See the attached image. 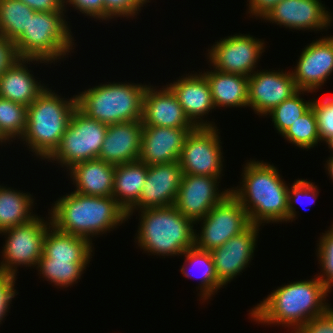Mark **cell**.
<instances>
[{"label":"cell","mask_w":333,"mask_h":333,"mask_svg":"<svg viewBox=\"0 0 333 333\" xmlns=\"http://www.w3.org/2000/svg\"><path fill=\"white\" fill-rule=\"evenodd\" d=\"M36 216L28 223L5 229V244L1 251L0 272L17 276L19 267L37 268L43 255V242L48 227L52 224L50 215Z\"/></svg>","instance_id":"obj_9"},{"label":"cell","mask_w":333,"mask_h":333,"mask_svg":"<svg viewBox=\"0 0 333 333\" xmlns=\"http://www.w3.org/2000/svg\"><path fill=\"white\" fill-rule=\"evenodd\" d=\"M34 13L20 0H0V36L14 42L28 28Z\"/></svg>","instance_id":"obj_31"},{"label":"cell","mask_w":333,"mask_h":333,"mask_svg":"<svg viewBox=\"0 0 333 333\" xmlns=\"http://www.w3.org/2000/svg\"><path fill=\"white\" fill-rule=\"evenodd\" d=\"M192 72L184 73L166 85L176 95L185 114L196 127H217L214 120L205 119L215 110L210 85L202 72Z\"/></svg>","instance_id":"obj_19"},{"label":"cell","mask_w":333,"mask_h":333,"mask_svg":"<svg viewBox=\"0 0 333 333\" xmlns=\"http://www.w3.org/2000/svg\"><path fill=\"white\" fill-rule=\"evenodd\" d=\"M64 9L67 6L76 9L80 14H84L90 18L105 21V5L104 0H63Z\"/></svg>","instance_id":"obj_40"},{"label":"cell","mask_w":333,"mask_h":333,"mask_svg":"<svg viewBox=\"0 0 333 333\" xmlns=\"http://www.w3.org/2000/svg\"><path fill=\"white\" fill-rule=\"evenodd\" d=\"M242 168L240 185L231 194L247 211L251 224L287 223L289 184L272 163L250 159Z\"/></svg>","instance_id":"obj_2"},{"label":"cell","mask_w":333,"mask_h":333,"mask_svg":"<svg viewBox=\"0 0 333 333\" xmlns=\"http://www.w3.org/2000/svg\"><path fill=\"white\" fill-rule=\"evenodd\" d=\"M294 333H333V306L323 314L310 319Z\"/></svg>","instance_id":"obj_41"},{"label":"cell","mask_w":333,"mask_h":333,"mask_svg":"<svg viewBox=\"0 0 333 333\" xmlns=\"http://www.w3.org/2000/svg\"><path fill=\"white\" fill-rule=\"evenodd\" d=\"M55 91L46 87L28 106L27 126L20 139L39 161L47 159L58 147L77 108L76 94L62 98Z\"/></svg>","instance_id":"obj_4"},{"label":"cell","mask_w":333,"mask_h":333,"mask_svg":"<svg viewBox=\"0 0 333 333\" xmlns=\"http://www.w3.org/2000/svg\"><path fill=\"white\" fill-rule=\"evenodd\" d=\"M32 63L47 65V62L38 59L18 58L5 70L0 76V98L28 107L46 89L48 85L37 80L39 78L28 68Z\"/></svg>","instance_id":"obj_23"},{"label":"cell","mask_w":333,"mask_h":333,"mask_svg":"<svg viewBox=\"0 0 333 333\" xmlns=\"http://www.w3.org/2000/svg\"><path fill=\"white\" fill-rule=\"evenodd\" d=\"M328 149L331 151L330 156L333 155V135L329 136L324 142ZM332 153V154H331Z\"/></svg>","instance_id":"obj_46"},{"label":"cell","mask_w":333,"mask_h":333,"mask_svg":"<svg viewBox=\"0 0 333 333\" xmlns=\"http://www.w3.org/2000/svg\"><path fill=\"white\" fill-rule=\"evenodd\" d=\"M203 72L212 94L215 109L224 108H247L248 107V77L219 72L212 67Z\"/></svg>","instance_id":"obj_25"},{"label":"cell","mask_w":333,"mask_h":333,"mask_svg":"<svg viewBox=\"0 0 333 333\" xmlns=\"http://www.w3.org/2000/svg\"><path fill=\"white\" fill-rule=\"evenodd\" d=\"M329 230L322 232L317 240L316 256L318 264L321 267L320 273L316 276L322 283L332 291L333 287V222L328 228ZM322 272V273H321Z\"/></svg>","instance_id":"obj_36"},{"label":"cell","mask_w":333,"mask_h":333,"mask_svg":"<svg viewBox=\"0 0 333 333\" xmlns=\"http://www.w3.org/2000/svg\"><path fill=\"white\" fill-rule=\"evenodd\" d=\"M265 41L249 34L237 33L220 38L207 49L208 65L219 72L249 77L258 67Z\"/></svg>","instance_id":"obj_11"},{"label":"cell","mask_w":333,"mask_h":333,"mask_svg":"<svg viewBox=\"0 0 333 333\" xmlns=\"http://www.w3.org/2000/svg\"><path fill=\"white\" fill-rule=\"evenodd\" d=\"M195 224L200 225L199 231L195 229V246L211 252L245 231L251 222L247 211L230 193Z\"/></svg>","instance_id":"obj_10"},{"label":"cell","mask_w":333,"mask_h":333,"mask_svg":"<svg viewBox=\"0 0 333 333\" xmlns=\"http://www.w3.org/2000/svg\"><path fill=\"white\" fill-rule=\"evenodd\" d=\"M217 128L196 127L187 135L178 160L183 175H224V153Z\"/></svg>","instance_id":"obj_12"},{"label":"cell","mask_w":333,"mask_h":333,"mask_svg":"<svg viewBox=\"0 0 333 333\" xmlns=\"http://www.w3.org/2000/svg\"><path fill=\"white\" fill-rule=\"evenodd\" d=\"M324 168L326 170L325 172H327L329 178L332 179V182H333V155L328 157Z\"/></svg>","instance_id":"obj_45"},{"label":"cell","mask_w":333,"mask_h":333,"mask_svg":"<svg viewBox=\"0 0 333 333\" xmlns=\"http://www.w3.org/2000/svg\"><path fill=\"white\" fill-rule=\"evenodd\" d=\"M9 142V143H8ZM7 143H8V145L11 143L3 134H2V132H1V130H0V145H1V147H2V144L4 145V144H6L7 145Z\"/></svg>","instance_id":"obj_47"},{"label":"cell","mask_w":333,"mask_h":333,"mask_svg":"<svg viewBox=\"0 0 333 333\" xmlns=\"http://www.w3.org/2000/svg\"><path fill=\"white\" fill-rule=\"evenodd\" d=\"M69 193L58 197L48 211L52 225L60 231L94 244L95 236L110 233L128 222L126 211L113 197Z\"/></svg>","instance_id":"obj_3"},{"label":"cell","mask_w":333,"mask_h":333,"mask_svg":"<svg viewBox=\"0 0 333 333\" xmlns=\"http://www.w3.org/2000/svg\"><path fill=\"white\" fill-rule=\"evenodd\" d=\"M305 93L313 94L310 91L299 90L265 115L271 117L274 130L280 135L312 107V99L307 101L302 98V94Z\"/></svg>","instance_id":"obj_32"},{"label":"cell","mask_w":333,"mask_h":333,"mask_svg":"<svg viewBox=\"0 0 333 333\" xmlns=\"http://www.w3.org/2000/svg\"><path fill=\"white\" fill-rule=\"evenodd\" d=\"M35 12H66L63 0H20Z\"/></svg>","instance_id":"obj_44"},{"label":"cell","mask_w":333,"mask_h":333,"mask_svg":"<svg viewBox=\"0 0 333 333\" xmlns=\"http://www.w3.org/2000/svg\"><path fill=\"white\" fill-rule=\"evenodd\" d=\"M91 260H50L41 256L36 270L49 284L57 289L68 288L78 283Z\"/></svg>","instance_id":"obj_30"},{"label":"cell","mask_w":333,"mask_h":333,"mask_svg":"<svg viewBox=\"0 0 333 333\" xmlns=\"http://www.w3.org/2000/svg\"><path fill=\"white\" fill-rule=\"evenodd\" d=\"M194 129L143 124L139 160L147 165L178 162L186 137Z\"/></svg>","instance_id":"obj_21"},{"label":"cell","mask_w":333,"mask_h":333,"mask_svg":"<svg viewBox=\"0 0 333 333\" xmlns=\"http://www.w3.org/2000/svg\"><path fill=\"white\" fill-rule=\"evenodd\" d=\"M17 277L0 272V325L6 319L12 300L19 293L15 289Z\"/></svg>","instance_id":"obj_39"},{"label":"cell","mask_w":333,"mask_h":333,"mask_svg":"<svg viewBox=\"0 0 333 333\" xmlns=\"http://www.w3.org/2000/svg\"><path fill=\"white\" fill-rule=\"evenodd\" d=\"M298 57L291 69L298 89L317 93L333 73V35L312 40Z\"/></svg>","instance_id":"obj_15"},{"label":"cell","mask_w":333,"mask_h":333,"mask_svg":"<svg viewBox=\"0 0 333 333\" xmlns=\"http://www.w3.org/2000/svg\"><path fill=\"white\" fill-rule=\"evenodd\" d=\"M135 243L148 255L180 256L195 246V223L174 205L138 211Z\"/></svg>","instance_id":"obj_5"},{"label":"cell","mask_w":333,"mask_h":333,"mask_svg":"<svg viewBox=\"0 0 333 333\" xmlns=\"http://www.w3.org/2000/svg\"><path fill=\"white\" fill-rule=\"evenodd\" d=\"M146 87L141 82L101 83L78 92L77 107L89 118L107 126L141 120Z\"/></svg>","instance_id":"obj_6"},{"label":"cell","mask_w":333,"mask_h":333,"mask_svg":"<svg viewBox=\"0 0 333 333\" xmlns=\"http://www.w3.org/2000/svg\"><path fill=\"white\" fill-rule=\"evenodd\" d=\"M19 56L14 42L0 36V76L8 69Z\"/></svg>","instance_id":"obj_42"},{"label":"cell","mask_w":333,"mask_h":333,"mask_svg":"<svg viewBox=\"0 0 333 333\" xmlns=\"http://www.w3.org/2000/svg\"><path fill=\"white\" fill-rule=\"evenodd\" d=\"M312 108L317 120L320 141L324 142L333 135V96L312 99Z\"/></svg>","instance_id":"obj_37"},{"label":"cell","mask_w":333,"mask_h":333,"mask_svg":"<svg viewBox=\"0 0 333 333\" xmlns=\"http://www.w3.org/2000/svg\"><path fill=\"white\" fill-rule=\"evenodd\" d=\"M151 0H104L105 22L111 19L117 20L118 17L132 20L141 13L142 7L150 3ZM144 5V6H143Z\"/></svg>","instance_id":"obj_38"},{"label":"cell","mask_w":333,"mask_h":333,"mask_svg":"<svg viewBox=\"0 0 333 333\" xmlns=\"http://www.w3.org/2000/svg\"><path fill=\"white\" fill-rule=\"evenodd\" d=\"M260 229V226L251 224L245 231L211 251L217 280L223 287L251 264Z\"/></svg>","instance_id":"obj_17"},{"label":"cell","mask_w":333,"mask_h":333,"mask_svg":"<svg viewBox=\"0 0 333 333\" xmlns=\"http://www.w3.org/2000/svg\"><path fill=\"white\" fill-rule=\"evenodd\" d=\"M65 14L35 12L30 17L28 28L14 41L19 58L38 59L52 65L73 53L76 40Z\"/></svg>","instance_id":"obj_7"},{"label":"cell","mask_w":333,"mask_h":333,"mask_svg":"<svg viewBox=\"0 0 333 333\" xmlns=\"http://www.w3.org/2000/svg\"><path fill=\"white\" fill-rule=\"evenodd\" d=\"M288 143L300 149L310 150L321 145L318 133L317 120L314 109L311 107L297 119L282 135Z\"/></svg>","instance_id":"obj_33"},{"label":"cell","mask_w":333,"mask_h":333,"mask_svg":"<svg viewBox=\"0 0 333 333\" xmlns=\"http://www.w3.org/2000/svg\"><path fill=\"white\" fill-rule=\"evenodd\" d=\"M27 110L22 104L0 98V130L10 142L22 138L27 126Z\"/></svg>","instance_id":"obj_34"},{"label":"cell","mask_w":333,"mask_h":333,"mask_svg":"<svg viewBox=\"0 0 333 333\" xmlns=\"http://www.w3.org/2000/svg\"><path fill=\"white\" fill-rule=\"evenodd\" d=\"M330 290L314 275L310 280H296L272 290L249 310V318L258 324L282 325L294 333L310 319L326 312Z\"/></svg>","instance_id":"obj_1"},{"label":"cell","mask_w":333,"mask_h":333,"mask_svg":"<svg viewBox=\"0 0 333 333\" xmlns=\"http://www.w3.org/2000/svg\"><path fill=\"white\" fill-rule=\"evenodd\" d=\"M107 128V125L89 118L77 107L58 147L46 160L57 163L67 171L76 163L97 159Z\"/></svg>","instance_id":"obj_8"},{"label":"cell","mask_w":333,"mask_h":333,"mask_svg":"<svg viewBox=\"0 0 333 333\" xmlns=\"http://www.w3.org/2000/svg\"><path fill=\"white\" fill-rule=\"evenodd\" d=\"M35 199L28 191L0 185V232L33 220Z\"/></svg>","instance_id":"obj_29"},{"label":"cell","mask_w":333,"mask_h":333,"mask_svg":"<svg viewBox=\"0 0 333 333\" xmlns=\"http://www.w3.org/2000/svg\"><path fill=\"white\" fill-rule=\"evenodd\" d=\"M298 91L290 70H256L248 77V108L265 117Z\"/></svg>","instance_id":"obj_13"},{"label":"cell","mask_w":333,"mask_h":333,"mask_svg":"<svg viewBox=\"0 0 333 333\" xmlns=\"http://www.w3.org/2000/svg\"><path fill=\"white\" fill-rule=\"evenodd\" d=\"M69 171V172H68ZM74 192L112 197L115 166L100 159L82 161L67 170Z\"/></svg>","instance_id":"obj_24"},{"label":"cell","mask_w":333,"mask_h":333,"mask_svg":"<svg viewBox=\"0 0 333 333\" xmlns=\"http://www.w3.org/2000/svg\"><path fill=\"white\" fill-rule=\"evenodd\" d=\"M182 177L178 162L148 165L145 184L138 202L127 212L128 219L138 210L174 205Z\"/></svg>","instance_id":"obj_18"},{"label":"cell","mask_w":333,"mask_h":333,"mask_svg":"<svg viewBox=\"0 0 333 333\" xmlns=\"http://www.w3.org/2000/svg\"><path fill=\"white\" fill-rule=\"evenodd\" d=\"M147 171L148 165L140 160L115 166L112 197L126 213L138 202Z\"/></svg>","instance_id":"obj_27"},{"label":"cell","mask_w":333,"mask_h":333,"mask_svg":"<svg viewBox=\"0 0 333 333\" xmlns=\"http://www.w3.org/2000/svg\"><path fill=\"white\" fill-rule=\"evenodd\" d=\"M142 131L141 120L108 125L97 159L114 166L139 160Z\"/></svg>","instance_id":"obj_22"},{"label":"cell","mask_w":333,"mask_h":333,"mask_svg":"<svg viewBox=\"0 0 333 333\" xmlns=\"http://www.w3.org/2000/svg\"><path fill=\"white\" fill-rule=\"evenodd\" d=\"M93 251L94 246L87 239L60 231L52 224L48 227L43 255L50 260H90Z\"/></svg>","instance_id":"obj_28"},{"label":"cell","mask_w":333,"mask_h":333,"mask_svg":"<svg viewBox=\"0 0 333 333\" xmlns=\"http://www.w3.org/2000/svg\"><path fill=\"white\" fill-rule=\"evenodd\" d=\"M282 0H247V15L256 20H263L265 16ZM255 16V17H254Z\"/></svg>","instance_id":"obj_43"},{"label":"cell","mask_w":333,"mask_h":333,"mask_svg":"<svg viewBox=\"0 0 333 333\" xmlns=\"http://www.w3.org/2000/svg\"><path fill=\"white\" fill-rule=\"evenodd\" d=\"M321 0H282L265 16L263 21L290 30L318 33L333 26V12ZM332 23V24H331ZM318 31V32H316Z\"/></svg>","instance_id":"obj_16"},{"label":"cell","mask_w":333,"mask_h":333,"mask_svg":"<svg viewBox=\"0 0 333 333\" xmlns=\"http://www.w3.org/2000/svg\"><path fill=\"white\" fill-rule=\"evenodd\" d=\"M220 182L221 177L183 175L175 208L196 223L231 193V188L221 191Z\"/></svg>","instance_id":"obj_14"},{"label":"cell","mask_w":333,"mask_h":333,"mask_svg":"<svg viewBox=\"0 0 333 333\" xmlns=\"http://www.w3.org/2000/svg\"><path fill=\"white\" fill-rule=\"evenodd\" d=\"M183 256L184 263L182 267H180L181 274L183 277L187 278H199V286H198V297L199 301H203L204 303L208 300H211L213 295L224 288L217 280L216 270L213 263V259L211 256V252L206 250H201L196 246L192 248H188L180 257ZM189 268V269H188ZM192 269V270H191ZM194 269H197L200 272V275L195 276V271L192 273ZM196 271L197 273H199ZM194 274V275H193Z\"/></svg>","instance_id":"obj_26"},{"label":"cell","mask_w":333,"mask_h":333,"mask_svg":"<svg viewBox=\"0 0 333 333\" xmlns=\"http://www.w3.org/2000/svg\"><path fill=\"white\" fill-rule=\"evenodd\" d=\"M319 189L317 185H315L310 180L308 181L305 179H296L292 185H289L288 191V220L287 222H293L298 217L296 211L297 207L295 206L296 203L300 204L299 206L306 204L305 207L312 205L316 202V199L319 196ZM304 199L306 200L304 202ZM308 203V204H307Z\"/></svg>","instance_id":"obj_35"},{"label":"cell","mask_w":333,"mask_h":333,"mask_svg":"<svg viewBox=\"0 0 333 333\" xmlns=\"http://www.w3.org/2000/svg\"><path fill=\"white\" fill-rule=\"evenodd\" d=\"M147 85L143 96L142 124L171 128H196L189 120L176 95L167 86ZM159 88V89H157Z\"/></svg>","instance_id":"obj_20"}]
</instances>
